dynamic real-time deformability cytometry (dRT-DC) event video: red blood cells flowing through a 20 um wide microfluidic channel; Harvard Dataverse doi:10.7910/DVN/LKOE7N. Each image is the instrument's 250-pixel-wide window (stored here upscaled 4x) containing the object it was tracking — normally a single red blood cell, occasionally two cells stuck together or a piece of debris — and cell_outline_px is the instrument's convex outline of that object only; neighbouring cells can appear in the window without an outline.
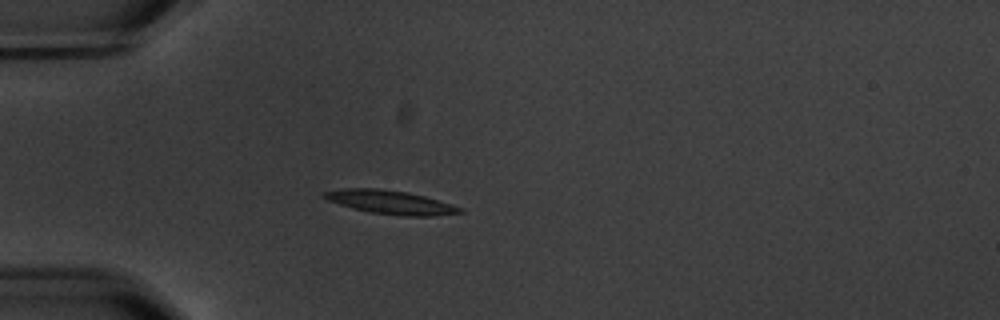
{"species": "common noctule bat (a hibernating species)", "species_latin": "Nyctalus noctula", "temperature_condition": "warm", "stored_images_in_passage": 2, "camera_frame_rate_fps": 3000, "um_per_image_px": 0.085, "animal": {"sex": "male", "body_mass_g": 20.1, "forearm_length_mm": 53.5}, "frame": {"image": 1, "passage_image": 1, "time_ms": 0.0, "image_size_px": [1000, 320], "cell_outline_px": [[464, 212], [436, 216], [400, 216], [372, 212], [352, 208], [328, 200], [320, 196], [324, 192], [344, 188], [376, 188], [408, 192], [424, 196], [452, 204], [464, 208]], "centroid_in_image_um": [33.23, 17.19], "position_along_channel_um": 51.8, "area_um2": 18.73}}